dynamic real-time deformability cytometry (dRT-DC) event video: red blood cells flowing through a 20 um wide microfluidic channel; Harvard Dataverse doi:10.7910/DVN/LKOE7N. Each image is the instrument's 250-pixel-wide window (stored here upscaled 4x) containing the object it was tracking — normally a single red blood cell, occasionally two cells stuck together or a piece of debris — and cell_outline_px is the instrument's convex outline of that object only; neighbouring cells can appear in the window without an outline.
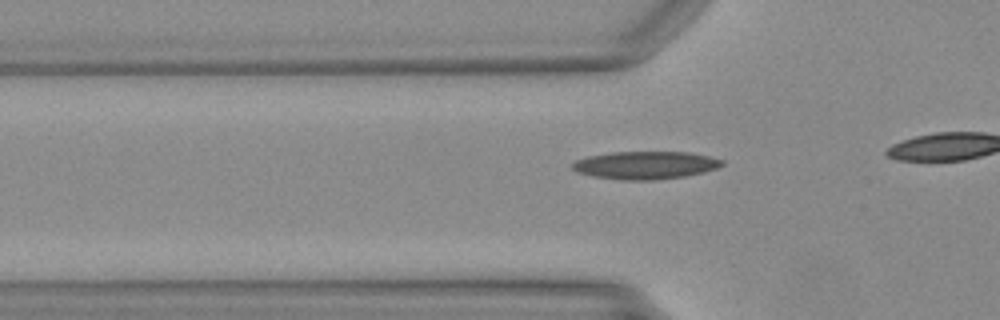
{"species": "Egyptian fruit bat (a non-hibernating species)", "species_latin": "Rousettus aegyptiacus", "temperature_condition": "warm", "stored_images_in_passage": 21, "camera_frame_rate_fps": 3000, "um_per_image_px": 0.085, "animal": {"sex": "female"}, "frame": {"image": 1, "passage_image": 7, "time_ms": 2.0, "image_size_px": [1000, 320], "cell_outline_px": [[724, 164], [716, 168], [704, 172], [684, 176], [652, 180], [624, 180], [592, 176], [576, 172], [572, 168], [572, 164], [576, 160], [588, 156], [612, 152], [692, 152], [724, 160]], "centroid_in_image_um": [54.86, 14.03], "position_along_channel_um": 70.9, "area_um2": 24.22}}